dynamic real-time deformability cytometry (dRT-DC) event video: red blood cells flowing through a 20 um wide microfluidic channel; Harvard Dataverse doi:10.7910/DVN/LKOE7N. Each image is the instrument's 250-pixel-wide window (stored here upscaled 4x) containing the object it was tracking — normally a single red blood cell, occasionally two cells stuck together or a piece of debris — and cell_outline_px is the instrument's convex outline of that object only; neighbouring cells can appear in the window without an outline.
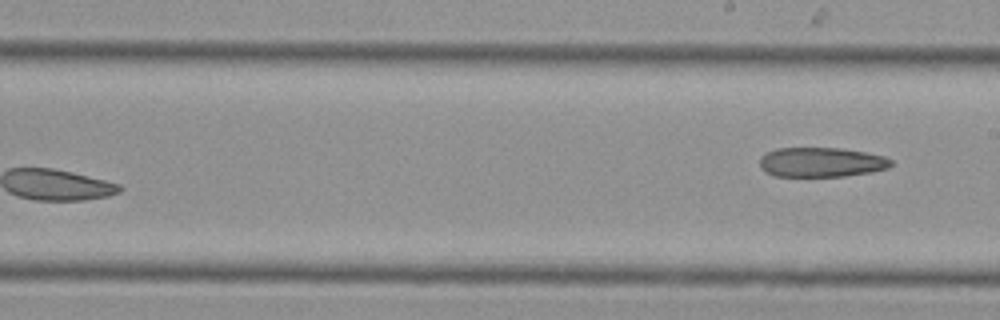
{"species": "Egyptian fruit bat (a non-hibernating species)", "species_latin": "Rousettus aegyptiacus", "temperature_condition": "cold", "stored_images_in_passage": 11, "segment_of_instrument_passage": [2, 2], "camera_frame_rate_fps": 3000, "um_per_image_px": 0.085, "animal": {"sex": "female"}, "frame": {"image": 1, "passage_image": 11, "time_ms": 3.333, "image_size_px": [1000, 320], "cell_outline_px": [[892, 164], [888, 168], [872, 172], [844, 176], [776, 176], [764, 172], [760, 168], [760, 156], [776, 148], [844, 148], [884, 156], [892, 160]], "centroid_in_image_um": [69.8, 13.79], "position_along_channel_um": 219.2, "area_um2": 22.77}}